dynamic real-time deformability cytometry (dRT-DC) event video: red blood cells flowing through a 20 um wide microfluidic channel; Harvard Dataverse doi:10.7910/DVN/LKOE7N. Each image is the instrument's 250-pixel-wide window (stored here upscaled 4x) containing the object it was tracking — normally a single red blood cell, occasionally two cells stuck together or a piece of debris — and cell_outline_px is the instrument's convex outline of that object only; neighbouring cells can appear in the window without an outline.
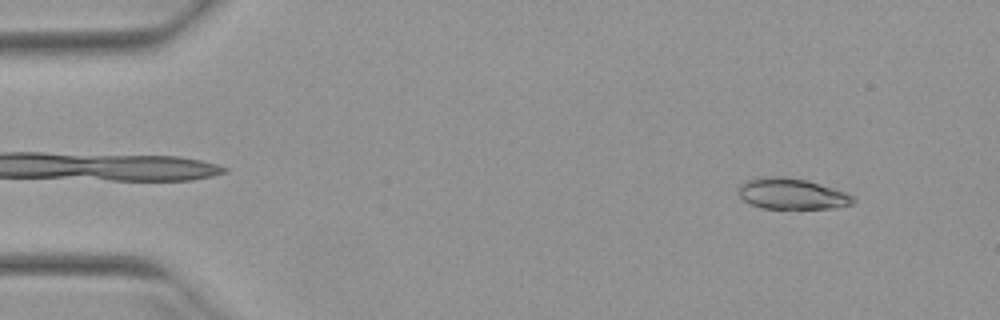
{"species": "Egyptian fruit bat (a non-hibernating species)", "species_latin": "Rousettus aegyptiacus", "temperature_condition": "warm", "stored_images_in_passage": 50, "camera_frame_rate_fps": 3000, "um_per_image_px": 0.085, "animal": {"sex": "female"}, "frame": {"image": 1, "passage_image": 4, "time_ms": 1.0, "image_size_px": [1000, 320], "cell_outline_px": [[856, 200], [852, 204], [832, 208], [760, 208], [748, 204], [740, 196], [740, 184], [748, 180], [760, 176], [784, 176], [808, 180], [844, 192], [852, 196]], "centroid_in_image_um": [67.28, 16.47], "position_along_channel_um": 17.7, "area_um2": 20.58}}
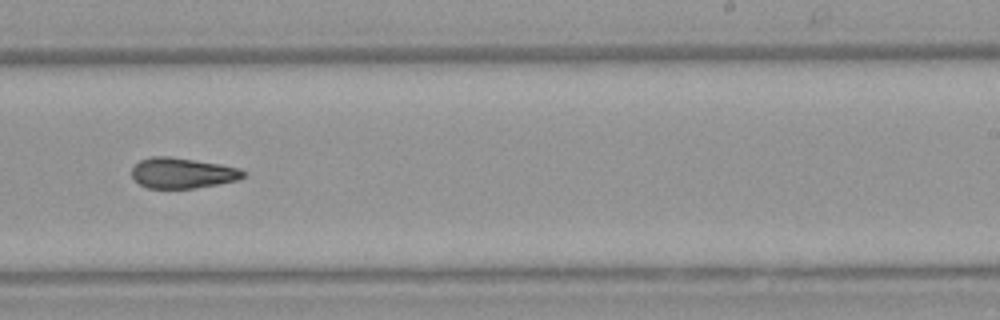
{"frame": {"image": 2, "passage_image": 31, "time_ms": 10.0, "image_size_px": [1000, 320], "cell_outline_px": [[248, 172], [240, 180], [192, 188], [148, 188], [140, 184], [132, 176], [132, 168], [140, 160], [152, 156], [168, 156], [220, 164], [240, 168]], "centroid_in_image_um": [15.54, 14.7], "position_along_channel_um": 273.5, "area_um2": 19.77}}
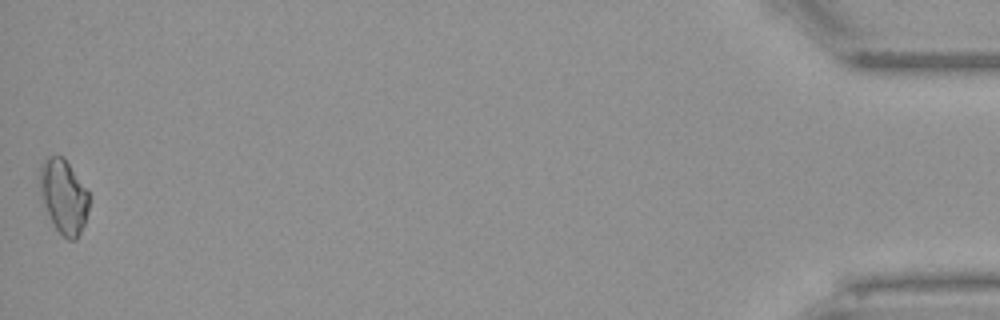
{"frame": {"image": 3, "passage_image": 50, "time_ms": 16.333, "image_size_px": [1000, 320], "cell_outline_px": [[88, 208], [84, 224], [76, 240], [68, 240], [56, 228], [44, 204], [40, 192], [40, 164], [48, 156], [64, 156], [88, 192]], "centroid_in_image_um": [5.41, 16.67], "position_along_channel_um": 429.8, "area_um2": 20.81}, "authors_computed_cell_mechanics": {"area_um2": 20.5479, "velocity_mm_per_s": 3.9829, "shape_relaxation_time_tau1_ms": null, "shape_relaxation_time_tau2_ms": 4.1027, "deformation_change_tau1": null, "deformation_change_tau2": 0.1175}}